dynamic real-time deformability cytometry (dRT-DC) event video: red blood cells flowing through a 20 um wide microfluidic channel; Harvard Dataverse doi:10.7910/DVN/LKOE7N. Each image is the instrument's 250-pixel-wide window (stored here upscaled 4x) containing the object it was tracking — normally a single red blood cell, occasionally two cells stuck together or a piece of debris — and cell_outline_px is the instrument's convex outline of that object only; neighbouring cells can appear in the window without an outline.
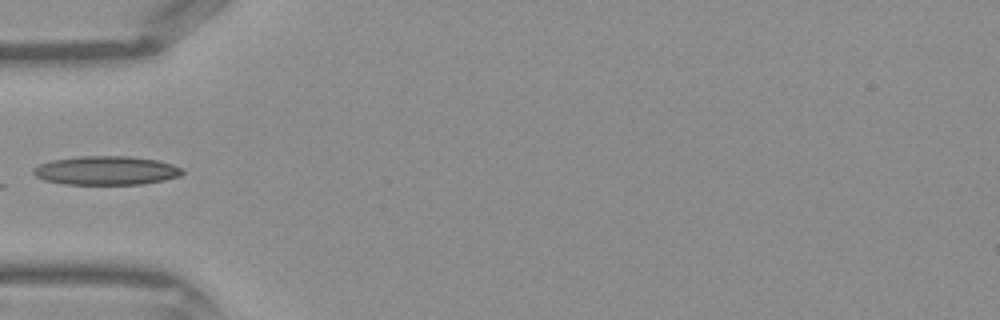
{"species": "Egyptian fruit bat (a non-hibernating species)", "species_latin": "Rousettus aegyptiacus", "temperature_condition": "warm", "stored_images_in_passage": 29, "camera_frame_rate_fps": 3000, "um_per_image_px": 0.085, "frame": {"image": 1, "passage_image": 1, "time_ms": 0.0, "image_size_px": [1000, 320], "cell_outline_px": [[184, 172], [180, 176], [164, 180], [144, 184], [64, 184], [44, 180], [36, 176], [32, 172], [32, 168], [40, 164], [52, 160], [80, 156], [128, 156], [160, 160], [184, 168]], "centroid_in_image_um": [9.06, 14.49], "position_along_channel_um": 75.9, "area_um2": 25.2}}